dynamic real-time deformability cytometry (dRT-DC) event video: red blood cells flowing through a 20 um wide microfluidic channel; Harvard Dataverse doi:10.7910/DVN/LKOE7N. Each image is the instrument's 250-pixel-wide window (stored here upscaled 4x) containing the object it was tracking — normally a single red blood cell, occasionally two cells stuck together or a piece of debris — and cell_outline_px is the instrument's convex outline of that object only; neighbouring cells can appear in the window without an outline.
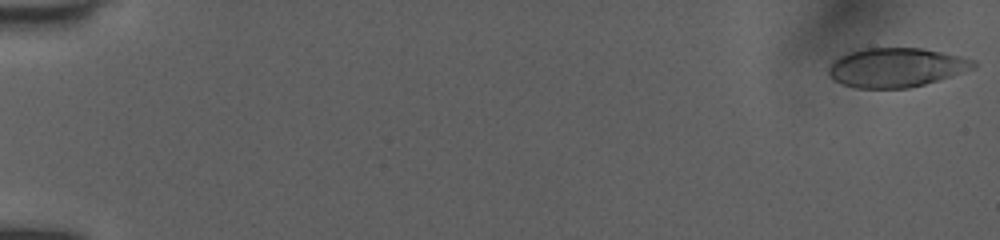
{"species": "human", "species_latin": "Homo sapiens", "temperature_condition": "room temperature", "stored_images_in_passage": 52, "camera_frame_rate_fps": 3000, "um_per_image_px": 0.085, "donor": {"sex": "female"}, "frame": {"image": 1, "passage_image": 1, "time_ms": 0.0, "image_size_px": [1000, 240], "cell_outline_px": [[976, 68], [952, 76], [924, 84], [908, 88], [856, 88], [832, 80], [828, 76], [828, 68], [832, 60], [848, 52], [864, 48], [920, 48], [960, 56], [976, 60]], "centroid_in_image_um": [76.15, 5.74], "position_along_channel_um": 8.8, "area_um2": 33.23}}
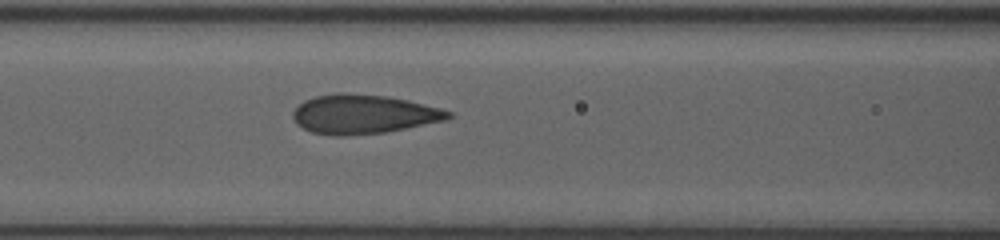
{"frame": {"image": 2, "passage_image": 24, "time_ms": 7.667, "image_size_px": [1000, 240], "cell_outline_px": [[452, 116], [448, 120], [384, 132], [340, 136], [336, 136], [312, 132], [296, 124], [292, 116], [292, 112], [304, 100], [316, 96], [336, 92], [344, 92], [384, 96], [408, 100], [440, 108], [452, 112]], "centroid_in_image_um": [30.88, 9.7], "position_along_channel_um": 135.7, "area_um2": 35.37}}
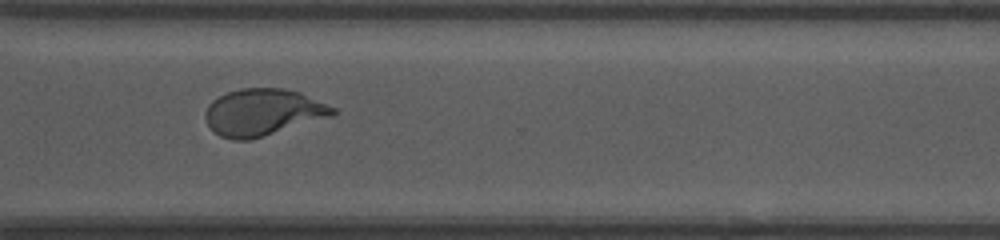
{"frame": {"image": 3, "passage_image": 40, "time_ms": 13.0, "image_size_px": [1000, 240], "cell_outline_px": [[336, 112], [332, 116], [248, 140], [232, 140], [220, 136], [208, 124], [204, 116], [204, 112], [208, 104], [212, 100], [228, 92], [240, 88], [284, 88], [300, 92], [336, 108]], "centroid_in_image_um": [22.33, 9.53], "position_along_channel_um": 348.3, "area_um2": 34.51}, "authors_computed_cell_mechanics": {"area_um2": 34.5933, "velocity_mm_per_s": 3.997, "shape_relaxation_time_tau1_ms": 10.6209, "shape_relaxation_time_tau2_ms": null, "deformation_change_tau1": 0.2561, "deformation_change_tau2": null}}